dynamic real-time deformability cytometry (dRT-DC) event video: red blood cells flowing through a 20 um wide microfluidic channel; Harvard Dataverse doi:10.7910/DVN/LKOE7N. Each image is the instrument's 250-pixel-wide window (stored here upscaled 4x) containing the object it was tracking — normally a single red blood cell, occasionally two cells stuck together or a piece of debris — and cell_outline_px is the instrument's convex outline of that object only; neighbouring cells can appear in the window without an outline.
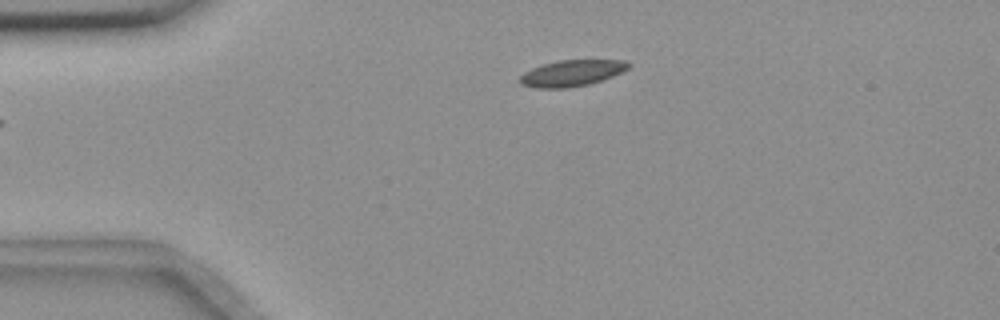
{"species": "common noctule bat (a hibernating species)", "species_latin": "Nyctalus noctula", "temperature_condition": "room temperature", "stored_images_in_passage": 39, "camera_frame_rate_fps": 3000, "um_per_image_px": 0.085, "animal": {"sex": "female", "body_mass_g": 18.4}, "frame": {"image": 1, "passage_image": 1, "time_ms": 0.0, "image_size_px": [1000, 320], "cell_outline_px": [[632, 64], [628, 68], [612, 76], [588, 84], [568, 88], [536, 88], [520, 84], [516, 80], [524, 72], [532, 68], [556, 60], [624, 60]], "centroid_in_image_um": [48.55, 6.21], "position_along_channel_um": 36.5, "area_um2": 16.59}}
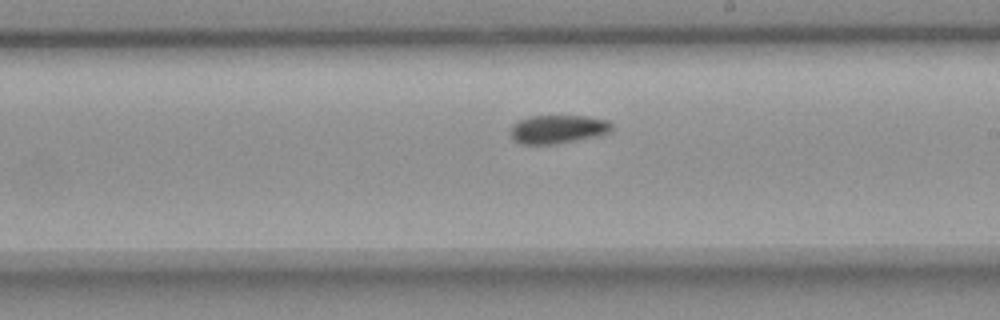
{"frame": {"image": 2, "passage_image": 21, "time_ms": 6.667, "image_size_px": [1000, 320], "cell_outline_px": [[612, 132], [596, 136], [556, 144], [520, 144], [512, 140], [512, 124], [528, 116], [588, 116], [608, 120], [612, 124]], "centroid_in_image_um": [47.43, 10.98], "position_along_channel_um": 241.6, "area_um2": 16.88}}
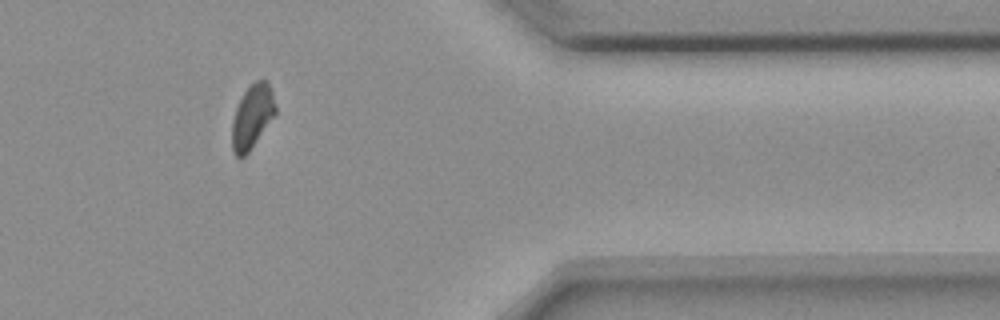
{"frame": {"image": 3, "passage_image": 35, "time_ms": 11.333, "image_size_px": [1000, 320], "cell_outline_px": [[276, 112], [248, 152], [244, 156], [236, 156], [232, 148], [232, 120], [236, 108], [244, 92], [256, 80], [264, 76], [268, 80], [272, 88], [276, 108]], "centroid_in_image_um": [21.45, 9.83], "position_along_channel_um": 389.9, "area_um2": 16.01}}